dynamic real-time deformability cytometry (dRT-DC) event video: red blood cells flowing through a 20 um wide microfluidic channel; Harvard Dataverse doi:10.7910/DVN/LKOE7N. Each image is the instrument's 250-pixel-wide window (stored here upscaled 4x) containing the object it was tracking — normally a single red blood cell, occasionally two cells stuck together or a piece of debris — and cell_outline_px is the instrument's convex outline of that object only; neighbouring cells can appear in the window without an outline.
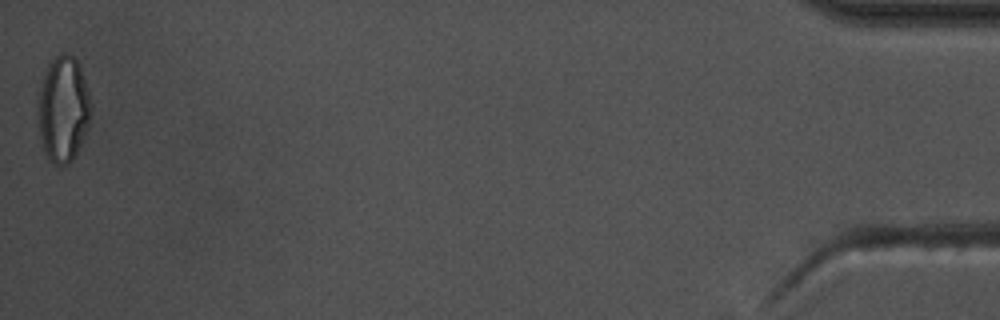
{"species": "common noctule bat (a hibernating species)", "species_latin": "Nyctalus noctula", "temperature_condition": "warm", "stored_images_in_passage": 45, "camera_frame_rate_fps": 3000, "um_per_image_px": 0.085, "animal": {"sex": "male", "body_mass_g": 17.5, "forearm_length_mm": 52.3}, "frame": {"image": 1, "passage_image": 45, "time_ms": 14.667, "image_size_px": [1000, 320], "cell_outline_px": [[92, 112], [88, 124], [80, 144], [72, 160], [68, 164], [52, 164], [48, 160], [40, 136], [36, 112], [36, 92], [48, 64], [60, 52], [68, 52], [80, 64], [92, 100]], "centroid_in_image_um": [5.35, 9.21], "position_along_channel_um": 429.9, "area_um2": 33.47}, "authors_computed_cell_mechanics": {"area_um2": 22.0218, "velocity_mm_per_s": 3.6997, "shape_relaxation_time_tau1_ms": 7.5785, "shape_relaxation_time_tau2_ms": 2.332, "deformation_change_tau1": 0.1991, "deformation_change_tau2": 0.0769}}